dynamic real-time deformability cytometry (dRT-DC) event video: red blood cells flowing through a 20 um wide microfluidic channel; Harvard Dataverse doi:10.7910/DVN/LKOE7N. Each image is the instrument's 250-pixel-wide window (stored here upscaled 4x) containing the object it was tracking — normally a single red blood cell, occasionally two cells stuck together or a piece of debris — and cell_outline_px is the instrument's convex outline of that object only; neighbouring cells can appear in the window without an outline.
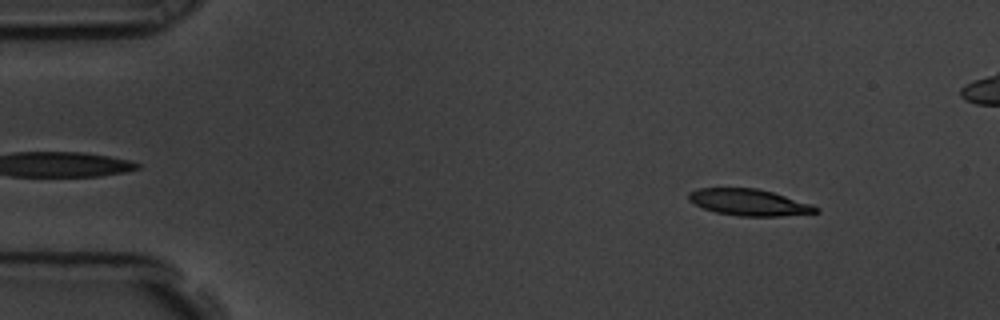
{"species": "common noctule bat (a hibernating species)", "species_latin": "Nyctalus noctula", "temperature_condition": "room temperature", "stored_images_in_passage": 57, "camera_frame_rate_fps": 3000, "um_per_image_px": 0.085, "animal": {"sex": "male", "body_mass_g": 19.5, "forearm_length_mm": 54.6}, "frame": {"image": 1, "passage_image": 6, "time_ms": 1.667, "image_size_px": [1000, 320], "cell_outline_px": [[820, 212], [780, 216], [740, 216], [716, 212], [704, 208], [688, 200], [688, 192], [700, 188], [756, 188], [772, 192], [812, 204], [820, 208]], "centroid_in_image_um": [63.68, 17.2], "position_along_channel_um": 21.3, "area_um2": 19.54}}
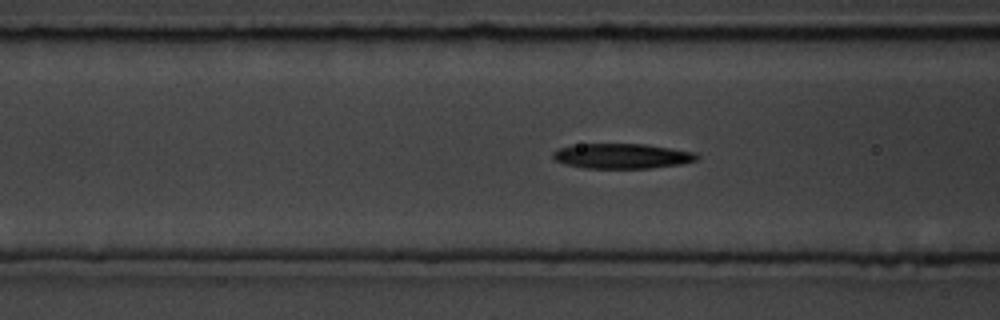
{"frame": {"image": 2, "passage_image": 21, "time_ms": 6.667, "image_size_px": [1000, 320], "cell_outline_px": [[700, 156], [696, 160], [680, 164], [648, 168], [584, 168], [564, 164], [556, 160], [552, 156], [552, 152], [560, 148], [572, 144], [644, 144], [672, 148], [696, 152]], "centroid_in_image_um": [52.86, 13.26], "position_along_channel_um": 113.7, "area_um2": 21.04}}
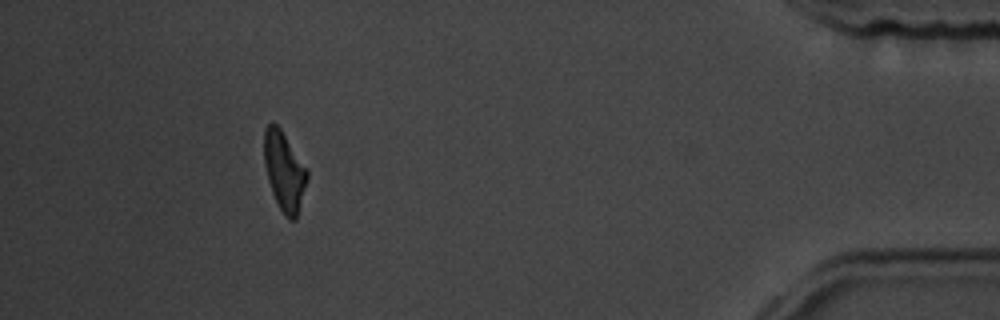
{"frame": {"image": 3, "passage_image": 51, "time_ms": 16.667, "image_size_px": [1000, 320], "cell_outline_px": [[308, 180], [296, 220], [288, 220], [284, 216], [272, 192], [268, 180], [264, 164], [264, 128], [272, 120], [280, 128], [308, 168]], "centroid_in_image_um": [24.17, 14.54], "position_along_channel_um": 411.0, "area_um2": 20.11}, "authors_computed_cell_mechanics": {"area_um2": 20.6924, "velocity_mm_per_s": 3.5659, "shape_relaxation_time_tau1_ms": 5.8209, "shape_relaxation_time_tau2_ms": 3.1209, "deformation_change_tau1": 0.1794, "deformation_change_tau2": 0.1254}}